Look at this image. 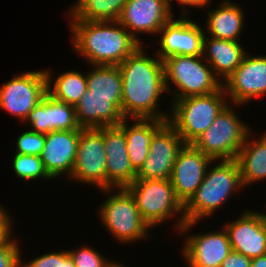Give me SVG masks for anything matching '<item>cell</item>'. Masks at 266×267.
<instances>
[{"label":"cell","instance_id":"ac0fdd59","mask_svg":"<svg viewBox=\"0 0 266 267\" xmlns=\"http://www.w3.org/2000/svg\"><path fill=\"white\" fill-rule=\"evenodd\" d=\"M79 138L80 130H57L45 134V146L40 158L53 180L71 176Z\"/></svg>","mask_w":266,"mask_h":267},{"label":"cell","instance_id":"83f0119b","mask_svg":"<svg viewBox=\"0 0 266 267\" xmlns=\"http://www.w3.org/2000/svg\"><path fill=\"white\" fill-rule=\"evenodd\" d=\"M90 66V71H86L87 96L122 97V75L119 66Z\"/></svg>","mask_w":266,"mask_h":267},{"label":"cell","instance_id":"e0dca14e","mask_svg":"<svg viewBox=\"0 0 266 267\" xmlns=\"http://www.w3.org/2000/svg\"><path fill=\"white\" fill-rule=\"evenodd\" d=\"M213 162L192 144H185L177 155L170 181L178 200L185 205L205 178L209 165Z\"/></svg>","mask_w":266,"mask_h":267},{"label":"cell","instance_id":"9c48e42d","mask_svg":"<svg viewBox=\"0 0 266 267\" xmlns=\"http://www.w3.org/2000/svg\"><path fill=\"white\" fill-rule=\"evenodd\" d=\"M197 222H185L181 227L179 238L183 237L181 251L187 267H221L223 260L231 252V244L227 230L222 226L217 230L195 233L191 235ZM188 233V234H187Z\"/></svg>","mask_w":266,"mask_h":267},{"label":"cell","instance_id":"5b68a950","mask_svg":"<svg viewBox=\"0 0 266 267\" xmlns=\"http://www.w3.org/2000/svg\"><path fill=\"white\" fill-rule=\"evenodd\" d=\"M126 189L134 197L142 219L152 230L176 217L172 220L173 227L179 234L186 222L184 205L176 197L170 179L134 180Z\"/></svg>","mask_w":266,"mask_h":267},{"label":"cell","instance_id":"d4e9b609","mask_svg":"<svg viewBox=\"0 0 266 267\" xmlns=\"http://www.w3.org/2000/svg\"><path fill=\"white\" fill-rule=\"evenodd\" d=\"M254 130L247 135L235 159L244 189L266 180V131L258 136L253 134Z\"/></svg>","mask_w":266,"mask_h":267},{"label":"cell","instance_id":"6da1fadb","mask_svg":"<svg viewBox=\"0 0 266 267\" xmlns=\"http://www.w3.org/2000/svg\"><path fill=\"white\" fill-rule=\"evenodd\" d=\"M145 46H139L119 65L122 75L121 113L129 119L168 120L170 105L163 112L159 104L167 94L163 61L155 53L148 55Z\"/></svg>","mask_w":266,"mask_h":267},{"label":"cell","instance_id":"d6986e66","mask_svg":"<svg viewBox=\"0 0 266 267\" xmlns=\"http://www.w3.org/2000/svg\"><path fill=\"white\" fill-rule=\"evenodd\" d=\"M106 154V189L126 188L137 172L130 163L124 131L119 126L103 127Z\"/></svg>","mask_w":266,"mask_h":267},{"label":"cell","instance_id":"e575fe53","mask_svg":"<svg viewBox=\"0 0 266 267\" xmlns=\"http://www.w3.org/2000/svg\"><path fill=\"white\" fill-rule=\"evenodd\" d=\"M169 1V3L171 4V6L173 7V3H172V1H174V2H176L177 4H178V6H180V11H181V13L182 14H191L192 12H190V11H192V9H190V8H199V10H200V8H201V11H202V9H208L209 7H210V5L212 6L213 4H211V3H213L212 2V0H168Z\"/></svg>","mask_w":266,"mask_h":267},{"label":"cell","instance_id":"30bf717a","mask_svg":"<svg viewBox=\"0 0 266 267\" xmlns=\"http://www.w3.org/2000/svg\"><path fill=\"white\" fill-rule=\"evenodd\" d=\"M12 77L0 86V110H5L22 123L47 93V76L45 69L41 68Z\"/></svg>","mask_w":266,"mask_h":267},{"label":"cell","instance_id":"ffe728a7","mask_svg":"<svg viewBox=\"0 0 266 267\" xmlns=\"http://www.w3.org/2000/svg\"><path fill=\"white\" fill-rule=\"evenodd\" d=\"M24 123L29 125L28 130L42 134L82 129L76 120L75 106L58 101L48 93L30 111Z\"/></svg>","mask_w":266,"mask_h":267},{"label":"cell","instance_id":"cb8c5ba5","mask_svg":"<svg viewBox=\"0 0 266 267\" xmlns=\"http://www.w3.org/2000/svg\"><path fill=\"white\" fill-rule=\"evenodd\" d=\"M166 121L168 120L124 118L118 125L124 131L130 163L136 172L148 157L152 136Z\"/></svg>","mask_w":266,"mask_h":267},{"label":"cell","instance_id":"1f68e13d","mask_svg":"<svg viewBox=\"0 0 266 267\" xmlns=\"http://www.w3.org/2000/svg\"><path fill=\"white\" fill-rule=\"evenodd\" d=\"M12 230L0 241V267H20L21 264V241L14 236ZM16 237V238H15Z\"/></svg>","mask_w":266,"mask_h":267},{"label":"cell","instance_id":"74e56055","mask_svg":"<svg viewBox=\"0 0 266 267\" xmlns=\"http://www.w3.org/2000/svg\"><path fill=\"white\" fill-rule=\"evenodd\" d=\"M117 267H127L126 265H124V263H121L119 266Z\"/></svg>","mask_w":266,"mask_h":267},{"label":"cell","instance_id":"5bb4252c","mask_svg":"<svg viewBox=\"0 0 266 267\" xmlns=\"http://www.w3.org/2000/svg\"><path fill=\"white\" fill-rule=\"evenodd\" d=\"M173 11L168 0H128L118 22L147 48L151 47V43L143 41L140 34L157 36L160 29L175 15Z\"/></svg>","mask_w":266,"mask_h":267},{"label":"cell","instance_id":"277c9868","mask_svg":"<svg viewBox=\"0 0 266 267\" xmlns=\"http://www.w3.org/2000/svg\"><path fill=\"white\" fill-rule=\"evenodd\" d=\"M106 196L97 211L100 224L117 240L118 245L150 239L151 228L142 219L134 197L126 188L99 190ZM151 236V237H150ZM150 237V238H149Z\"/></svg>","mask_w":266,"mask_h":267},{"label":"cell","instance_id":"7402d4cb","mask_svg":"<svg viewBox=\"0 0 266 267\" xmlns=\"http://www.w3.org/2000/svg\"><path fill=\"white\" fill-rule=\"evenodd\" d=\"M232 0H222L212 9H206L204 31L207 36L241 42L245 26V9Z\"/></svg>","mask_w":266,"mask_h":267},{"label":"cell","instance_id":"836d02e7","mask_svg":"<svg viewBox=\"0 0 266 267\" xmlns=\"http://www.w3.org/2000/svg\"><path fill=\"white\" fill-rule=\"evenodd\" d=\"M9 211L10 210H7V207L0 204V241L15 228V218L9 213Z\"/></svg>","mask_w":266,"mask_h":267},{"label":"cell","instance_id":"9a60e30c","mask_svg":"<svg viewBox=\"0 0 266 267\" xmlns=\"http://www.w3.org/2000/svg\"><path fill=\"white\" fill-rule=\"evenodd\" d=\"M185 142L166 121L152 136L149 154L135 180L170 179L175 160Z\"/></svg>","mask_w":266,"mask_h":267},{"label":"cell","instance_id":"f1b7e54d","mask_svg":"<svg viewBox=\"0 0 266 267\" xmlns=\"http://www.w3.org/2000/svg\"><path fill=\"white\" fill-rule=\"evenodd\" d=\"M12 161V169L15 176L28 182H35L40 180L53 181V179L46 172L43 162L40 156L25 155V154H14ZM39 179V180H38Z\"/></svg>","mask_w":266,"mask_h":267},{"label":"cell","instance_id":"603a6c76","mask_svg":"<svg viewBox=\"0 0 266 267\" xmlns=\"http://www.w3.org/2000/svg\"><path fill=\"white\" fill-rule=\"evenodd\" d=\"M245 49L241 42L218 39L204 34L202 57L223 83L241 64L249 51Z\"/></svg>","mask_w":266,"mask_h":267},{"label":"cell","instance_id":"2e32d148","mask_svg":"<svg viewBox=\"0 0 266 267\" xmlns=\"http://www.w3.org/2000/svg\"><path fill=\"white\" fill-rule=\"evenodd\" d=\"M236 217L223 225L232 251L250 259L266 254V211L245 209Z\"/></svg>","mask_w":266,"mask_h":267},{"label":"cell","instance_id":"d590c367","mask_svg":"<svg viewBox=\"0 0 266 267\" xmlns=\"http://www.w3.org/2000/svg\"><path fill=\"white\" fill-rule=\"evenodd\" d=\"M251 260L249 257L231 250L223 260L221 267H250Z\"/></svg>","mask_w":266,"mask_h":267},{"label":"cell","instance_id":"d6a6232c","mask_svg":"<svg viewBox=\"0 0 266 267\" xmlns=\"http://www.w3.org/2000/svg\"><path fill=\"white\" fill-rule=\"evenodd\" d=\"M15 142L14 153L40 156L45 146V134L25 130L18 134Z\"/></svg>","mask_w":266,"mask_h":267},{"label":"cell","instance_id":"484cf974","mask_svg":"<svg viewBox=\"0 0 266 267\" xmlns=\"http://www.w3.org/2000/svg\"><path fill=\"white\" fill-rule=\"evenodd\" d=\"M47 76V93L54 99L76 105L87 90L86 71H63L57 77L54 71L45 68Z\"/></svg>","mask_w":266,"mask_h":267},{"label":"cell","instance_id":"52a82bcc","mask_svg":"<svg viewBox=\"0 0 266 267\" xmlns=\"http://www.w3.org/2000/svg\"><path fill=\"white\" fill-rule=\"evenodd\" d=\"M228 103L223 86L208 95L177 99L170 104L168 122L185 144H192L209 128Z\"/></svg>","mask_w":266,"mask_h":267},{"label":"cell","instance_id":"7c38bea8","mask_svg":"<svg viewBox=\"0 0 266 267\" xmlns=\"http://www.w3.org/2000/svg\"><path fill=\"white\" fill-rule=\"evenodd\" d=\"M179 15L177 19L173 16L158 32L156 45L159 44V49L156 48L155 54L162 61L176 55H202L205 34L203 26L189 18L191 14Z\"/></svg>","mask_w":266,"mask_h":267},{"label":"cell","instance_id":"f546056e","mask_svg":"<svg viewBox=\"0 0 266 267\" xmlns=\"http://www.w3.org/2000/svg\"><path fill=\"white\" fill-rule=\"evenodd\" d=\"M68 253L76 267H117L122 263V261L105 258L102 252L90 245L77 246V249L70 248Z\"/></svg>","mask_w":266,"mask_h":267},{"label":"cell","instance_id":"8d00e7d4","mask_svg":"<svg viewBox=\"0 0 266 267\" xmlns=\"http://www.w3.org/2000/svg\"><path fill=\"white\" fill-rule=\"evenodd\" d=\"M250 267H266V254L253 258Z\"/></svg>","mask_w":266,"mask_h":267},{"label":"cell","instance_id":"4fadbf2b","mask_svg":"<svg viewBox=\"0 0 266 267\" xmlns=\"http://www.w3.org/2000/svg\"><path fill=\"white\" fill-rule=\"evenodd\" d=\"M228 101L245 107L266 96V55L245 54L241 64L222 83ZM253 100V101H252Z\"/></svg>","mask_w":266,"mask_h":267},{"label":"cell","instance_id":"4316f807","mask_svg":"<svg viewBox=\"0 0 266 267\" xmlns=\"http://www.w3.org/2000/svg\"><path fill=\"white\" fill-rule=\"evenodd\" d=\"M128 0H75L67 10L68 20L118 21Z\"/></svg>","mask_w":266,"mask_h":267},{"label":"cell","instance_id":"4dcf8cb0","mask_svg":"<svg viewBox=\"0 0 266 267\" xmlns=\"http://www.w3.org/2000/svg\"><path fill=\"white\" fill-rule=\"evenodd\" d=\"M22 254L21 248L20 267H76L68 253V249L60 250L59 248L57 251L52 250L47 253L45 252L27 261L22 258Z\"/></svg>","mask_w":266,"mask_h":267},{"label":"cell","instance_id":"ba28073f","mask_svg":"<svg viewBox=\"0 0 266 267\" xmlns=\"http://www.w3.org/2000/svg\"><path fill=\"white\" fill-rule=\"evenodd\" d=\"M241 106L228 103L192 145L213 161L236 159L247 135L252 130L234 109Z\"/></svg>","mask_w":266,"mask_h":267},{"label":"cell","instance_id":"44dd1931","mask_svg":"<svg viewBox=\"0 0 266 267\" xmlns=\"http://www.w3.org/2000/svg\"><path fill=\"white\" fill-rule=\"evenodd\" d=\"M122 97L87 96V90L75 105L76 120L83 129L118 126L124 119Z\"/></svg>","mask_w":266,"mask_h":267},{"label":"cell","instance_id":"8fae6325","mask_svg":"<svg viewBox=\"0 0 266 267\" xmlns=\"http://www.w3.org/2000/svg\"><path fill=\"white\" fill-rule=\"evenodd\" d=\"M67 180L94 186L96 190L106 189L103 127L80 130L73 171Z\"/></svg>","mask_w":266,"mask_h":267},{"label":"cell","instance_id":"3957f363","mask_svg":"<svg viewBox=\"0 0 266 267\" xmlns=\"http://www.w3.org/2000/svg\"><path fill=\"white\" fill-rule=\"evenodd\" d=\"M242 189L244 187L235 159L213 161L201 185L184 205L185 221L206 222L207 218H211L223 205L228 204L230 198L244 191Z\"/></svg>","mask_w":266,"mask_h":267},{"label":"cell","instance_id":"7a4b0ae2","mask_svg":"<svg viewBox=\"0 0 266 267\" xmlns=\"http://www.w3.org/2000/svg\"><path fill=\"white\" fill-rule=\"evenodd\" d=\"M67 21L71 47L88 65L119 66L141 46L118 21Z\"/></svg>","mask_w":266,"mask_h":267},{"label":"cell","instance_id":"8992f818","mask_svg":"<svg viewBox=\"0 0 266 267\" xmlns=\"http://www.w3.org/2000/svg\"><path fill=\"white\" fill-rule=\"evenodd\" d=\"M163 65L165 88L172 99L169 104L189 96L208 95L222 87V82L202 55L170 56L163 60Z\"/></svg>","mask_w":266,"mask_h":267}]
</instances>
